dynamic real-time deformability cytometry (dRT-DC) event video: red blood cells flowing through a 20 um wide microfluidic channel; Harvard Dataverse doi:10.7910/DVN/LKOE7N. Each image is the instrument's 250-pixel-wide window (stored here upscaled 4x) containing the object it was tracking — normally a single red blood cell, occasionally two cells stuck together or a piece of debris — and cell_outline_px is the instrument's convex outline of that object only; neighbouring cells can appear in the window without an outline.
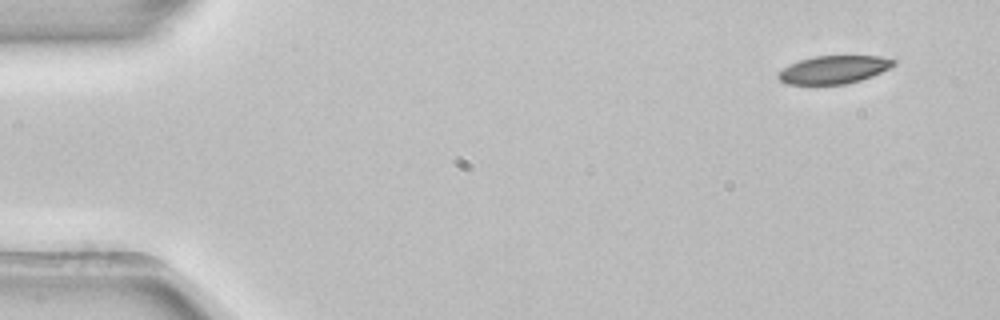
{"species": "common noctule bat (a hibernating species)", "species_latin": "Nyctalus noctula", "temperature_condition": "room temperature", "stored_images_in_passage": 4, "camera_frame_rate_fps": 3000, "um_per_image_px": 0.085, "animal": {"sex": "female", "body_mass_g": 22.7, "forearm_length_mm": 54.2}, "frame": {"image": 1, "passage_image": 1, "time_ms": 0.0, "image_size_px": [1000, 320], "cell_outline_px": [[896, 64], [872, 76], [860, 80], [844, 84], [788, 84], [780, 80], [776, 76], [776, 72], [800, 60], [816, 56], [880, 56], [896, 60]], "centroid_in_image_um": [70.86, 5.92], "position_along_channel_um": 14.1, "area_um2": 18.61}}
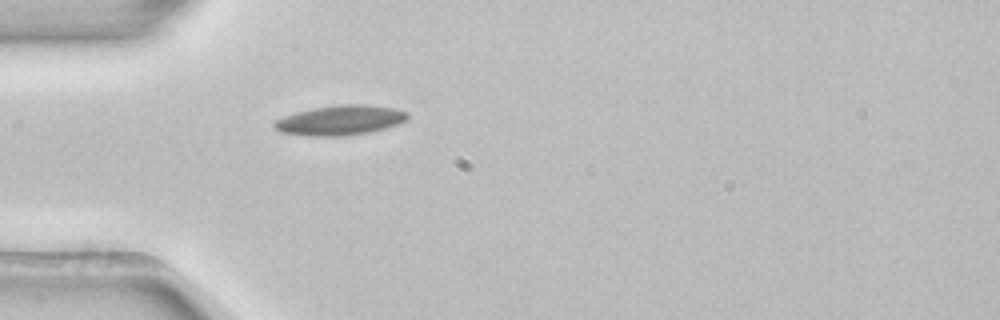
{"frame": {"image": 2, "passage_image": 4, "time_ms": 1.0, "image_size_px": [1000, 320], "cell_outline_px": [[408, 120], [400, 124], [368, 132], [344, 136], [308, 136], [280, 132], [272, 124], [276, 120], [284, 116], [296, 112], [312, 108], [340, 104], [364, 104], [396, 108], [408, 112]], "centroid_in_image_um": [28.94, 10.21], "position_along_channel_um": 56.1, "area_um2": 23.29}}